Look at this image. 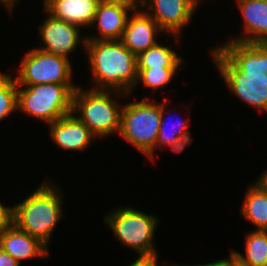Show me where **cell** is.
I'll list each match as a JSON object with an SVG mask.
<instances>
[{"instance_id":"cell-9","label":"cell","mask_w":267,"mask_h":266,"mask_svg":"<svg viewBox=\"0 0 267 266\" xmlns=\"http://www.w3.org/2000/svg\"><path fill=\"white\" fill-rule=\"evenodd\" d=\"M140 0L139 7L148 8L153 14L146 13L159 25L164 33L179 39L181 30L191 21L200 0ZM146 5V6H145Z\"/></svg>"},{"instance_id":"cell-17","label":"cell","mask_w":267,"mask_h":266,"mask_svg":"<svg viewBox=\"0 0 267 266\" xmlns=\"http://www.w3.org/2000/svg\"><path fill=\"white\" fill-rule=\"evenodd\" d=\"M98 3V0H51L44 9L56 19L89 28L93 23Z\"/></svg>"},{"instance_id":"cell-33","label":"cell","mask_w":267,"mask_h":266,"mask_svg":"<svg viewBox=\"0 0 267 266\" xmlns=\"http://www.w3.org/2000/svg\"><path fill=\"white\" fill-rule=\"evenodd\" d=\"M51 0H44L43 2H44V7L50 2Z\"/></svg>"},{"instance_id":"cell-18","label":"cell","mask_w":267,"mask_h":266,"mask_svg":"<svg viewBox=\"0 0 267 266\" xmlns=\"http://www.w3.org/2000/svg\"><path fill=\"white\" fill-rule=\"evenodd\" d=\"M244 198L241 215L257 227L255 230L267 231V194L253 184Z\"/></svg>"},{"instance_id":"cell-20","label":"cell","mask_w":267,"mask_h":266,"mask_svg":"<svg viewBox=\"0 0 267 266\" xmlns=\"http://www.w3.org/2000/svg\"><path fill=\"white\" fill-rule=\"evenodd\" d=\"M246 255L233 251L250 266H267V231L255 230L247 234L245 240Z\"/></svg>"},{"instance_id":"cell-14","label":"cell","mask_w":267,"mask_h":266,"mask_svg":"<svg viewBox=\"0 0 267 266\" xmlns=\"http://www.w3.org/2000/svg\"><path fill=\"white\" fill-rule=\"evenodd\" d=\"M139 6L123 4L98 3L92 27L98 26V36H86L87 40H121L128 13ZM97 23V24H96Z\"/></svg>"},{"instance_id":"cell-21","label":"cell","mask_w":267,"mask_h":266,"mask_svg":"<svg viewBox=\"0 0 267 266\" xmlns=\"http://www.w3.org/2000/svg\"><path fill=\"white\" fill-rule=\"evenodd\" d=\"M18 110L17 84L11 75L0 73V121Z\"/></svg>"},{"instance_id":"cell-11","label":"cell","mask_w":267,"mask_h":266,"mask_svg":"<svg viewBox=\"0 0 267 266\" xmlns=\"http://www.w3.org/2000/svg\"><path fill=\"white\" fill-rule=\"evenodd\" d=\"M47 15L45 21L39 26V33L44 44L39 49L69 59L68 54L78 47L79 41L85 46L87 39L80 35L79 26L56 19L48 13Z\"/></svg>"},{"instance_id":"cell-8","label":"cell","mask_w":267,"mask_h":266,"mask_svg":"<svg viewBox=\"0 0 267 266\" xmlns=\"http://www.w3.org/2000/svg\"><path fill=\"white\" fill-rule=\"evenodd\" d=\"M220 46L215 50L241 74V79L267 80V43L228 41Z\"/></svg>"},{"instance_id":"cell-13","label":"cell","mask_w":267,"mask_h":266,"mask_svg":"<svg viewBox=\"0 0 267 266\" xmlns=\"http://www.w3.org/2000/svg\"><path fill=\"white\" fill-rule=\"evenodd\" d=\"M139 8L134 9L131 18L128 17L120 40L136 56L157 44L155 35L162 32L159 25Z\"/></svg>"},{"instance_id":"cell-22","label":"cell","mask_w":267,"mask_h":266,"mask_svg":"<svg viewBox=\"0 0 267 266\" xmlns=\"http://www.w3.org/2000/svg\"><path fill=\"white\" fill-rule=\"evenodd\" d=\"M178 67H162L151 69H137V82H142L143 85L158 90L164 88L174 77Z\"/></svg>"},{"instance_id":"cell-16","label":"cell","mask_w":267,"mask_h":266,"mask_svg":"<svg viewBox=\"0 0 267 266\" xmlns=\"http://www.w3.org/2000/svg\"><path fill=\"white\" fill-rule=\"evenodd\" d=\"M244 21V37L240 43H267V0H236Z\"/></svg>"},{"instance_id":"cell-3","label":"cell","mask_w":267,"mask_h":266,"mask_svg":"<svg viewBox=\"0 0 267 266\" xmlns=\"http://www.w3.org/2000/svg\"><path fill=\"white\" fill-rule=\"evenodd\" d=\"M113 93L118 97L129 95L117 90H82L80 86L73 92L72 113L76 115V111L79 112L80 116L76 117L96 137H108L112 133L120 132L122 107L119 108L116 100L110 96Z\"/></svg>"},{"instance_id":"cell-5","label":"cell","mask_w":267,"mask_h":266,"mask_svg":"<svg viewBox=\"0 0 267 266\" xmlns=\"http://www.w3.org/2000/svg\"><path fill=\"white\" fill-rule=\"evenodd\" d=\"M77 87L57 83L17 85L18 110L46 124L52 123L72 113V95Z\"/></svg>"},{"instance_id":"cell-7","label":"cell","mask_w":267,"mask_h":266,"mask_svg":"<svg viewBox=\"0 0 267 266\" xmlns=\"http://www.w3.org/2000/svg\"><path fill=\"white\" fill-rule=\"evenodd\" d=\"M72 65L66 57L55 55L44 50H28L21 60L17 85L38 84H72Z\"/></svg>"},{"instance_id":"cell-25","label":"cell","mask_w":267,"mask_h":266,"mask_svg":"<svg viewBox=\"0 0 267 266\" xmlns=\"http://www.w3.org/2000/svg\"><path fill=\"white\" fill-rule=\"evenodd\" d=\"M190 135H191L190 131L183 133L182 136L174 144L169 145L171 151L175 153H181L185 149V146L191 144V141L193 139L191 138Z\"/></svg>"},{"instance_id":"cell-32","label":"cell","mask_w":267,"mask_h":266,"mask_svg":"<svg viewBox=\"0 0 267 266\" xmlns=\"http://www.w3.org/2000/svg\"><path fill=\"white\" fill-rule=\"evenodd\" d=\"M19 0H0V2L2 4H4V6H6L9 11H12L13 7L15 6V4L18 2Z\"/></svg>"},{"instance_id":"cell-31","label":"cell","mask_w":267,"mask_h":266,"mask_svg":"<svg viewBox=\"0 0 267 266\" xmlns=\"http://www.w3.org/2000/svg\"><path fill=\"white\" fill-rule=\"evenodd\" d=\"M172 266H190V265H172ZM192 266H226V262L224 261V259H221L219 261L216 262H212V263H207V264H201V265H192Z\"/></svg>"},{"instance_id":"cell-23","label":"cell","mask_w":267,"mask_h":266,"mask_svg":"<svg viewBox=\"0 0 267 266\" xmlns=\"http://www.w3.org/2000/svg\"><path fill=\"white\" fill-rule=\"evenodd\" d=\"M165 102L162 103V114H161V123H160V126H159V133H158V136H157V140H156V148H160L162 145L163 147H165L166 145H172L174 144L181 136L183 133L187 132L188 131V126H189V121H186L185 122H181V121H178L177 123V126L172 124V128H170L169 131H167V127L165 126L166 125V121L167 119L164 120V116H165V105H166V98H164ZM170 124L173 123V122H169ZM175 126V127H174ZM176 127H178L176 129Z\"/></svg>"},{"instance_id":"cell-4","label":"cell","mask_w":267,"mask_h":266,"mask_svg":"<svg viewBox=\"0 0 267 266\" xmlns=\"http://www.w3.org/2000/svg\"><path fill=\"white\" fill-rule=\"evenodd\" d=\"M104 220L123 246L137 251V260H158V252L153 244L158 217L130 206H121L107 214Z\"/></svg>"},{"instance_id":"cell-29","label":"cell","mask_w":267,"mask_h":266,"mask_svg":"<svg viewBox=\"0 0 267 266\" xmlns=\"http://www.w3.org/2000/svg\"><path fill=\"white\" fill-rule=\"evenodd\" d=\"M99 3L123 4L130 6H139L140 0H98Z\"/></svg>"},{"instance_id":"cell-10","label":"cell","mask_w":267,"mask_h":266,"mask_svg":"<svg viewBox=\"0 0 267 266\" xmlns=\"http://www.w3.org/2000/svg\"><path fill=\"white\" fill-rule=\"evenodd\" d=\"M212 56L230 92L248 106L267 112V80L241 79V74L215 49L212 50Z\"/></svg>"},{"instance_id":"cell-27","label":"cell","mask_w":267,"mask_h":266,"mask_svg":"<svg viewBox=\"0 0 267 266\" xmlns=\"http://www.w3.org/2000/svg\"><path fill=\"white\" fill-rule=\"evenodd\" d=\"M228 259H224L226 266H250L248 263L242 261L233 251Z\"/></svg>"},{"instance_id":"cell-28","label":"cell","mask_w":267,"mask_h":266,"mask_svg":"<svg viewBox=\"0 0 267 266\" xmlns=\"http://www.w3.org/2000/svg\"><path fill=\"white\" fill-rule=\"evenodd\" d=\"M260 178L255 181V186H257L263 193L267 194V170L259 176Z\"/></svg>"},{"instance_id":"cell-30","label":"cell","mask_w":267,"mask_h":266,"mask_svg":"<svg viewBox=\"0 0 267 266\" xmlns=\"http://www.w3.org/2000/svg\"><path fill=\"white\" fill-rule=\"evenodd\" d=\"M129 266H158L157 260H137L132 262Z\"/></svg>"},{"instance_id":"cell-15","label":"cell","mask_w":267,"mask_h":266,"mask_svg":"<svg viewBox=\"0 0 267 266\" xmlns=\"http://www.w3.org/2000/svg\"><path fill=\"white\" fill-rule=\"evenodd\" d=\"M0 247L19 264L22 260L38 256L46 259L49 252L37 238L20 230L13 223L0 231Z\"/></svg>"},{"instance_id":"cell-2","label":"cell","mask_w":267,"mask_h":266,"mask_svg":"<svg viewBox=\"0 0 267 266\" xmlns=\"http://www.w3.org/2000/svg\"><path fill=\"white\" fill-rule=\"evenodd\" d=\"M47 182L13 206L12 223L48 248L52 232L63 216V200L58 186Z\"/></svg>"},{"instance_id":"cell-24","label":"cell","mask_w":267,"mask_h":266,"mask_svg":"<svg viewBox=\"0 0 267 266\" xmlns=\"http://www.w3.org/2000/svg\"><path fill=\"white\" fill-rule=\"evenodd\" d=\"M13 207L0 203V231L12 224Z\"/></svg>"},{"instance_id":"cell-26","label":"cell","mask_w":267,"mask_h":266,"mask_svg":"<svg viewBox=\"0 0 267 266\" xmlns=\"http://www.w3.org/2000/svg\"><path fill=\"white\" fill-rule=\"evenodd\" d=\"M20 264L0 247V266H19Z\"/></svg>"},{"instance_id":"cell-12","label":"cell","mask_w":267,"mask_h":266,"mask_svg":"<svg viewBox=\"0 0 267 266\" xmlns=\"http://www.w3.org/2000/svg\"><path fill=\"white\" fill-rule=\"evenodd\" d=\"M50 128V138L58 148L66 151H84L96 136L81 122L74 113L59 118L47 124Z\"/></svg>"},{"instance_id":"cell-19","label":"cell","mask_w":267,"mask_h":266,"mask_svg":"<svg viewBox=\"0 0 267 266\" xmlns=\"http://www.w3.org/2000/svg\"><path fill=\"white\" fill-rule=\"evenodd\" d=\"M137 69L179 67L183 58L175 50L157 43L136 56Z\"/></svg>"},{"instance_id":"cell-1","label":"cell","mask_w":267,"mask_h":266,"mask_svg":"<svg viewBox=\"0 0 267 266\" xmlns=\"http://www.w3.org/2000/svg\"><path fill=\"white\" fill-rule=\"evenodd\" d=\"M94 86L127 94L137 82V61L120 40H87L85 44Z\"/></svg>"},{"instance_id":"cell-6","label":"cell","mask_w":267,"mask_h":266,"mask_svg":"<svg viewBox=\"0 0 267 266\" xmlns=\"http://www.w3.org/2000/svg\"><path fill=\"white\" fill-rule=\"evenodd\" d=\"M152 102L146 97L140 101L122 106L119 135L141 151L148 159H153L156 140L161 123L162 103Z\"/></svg>"}]
</instances>
